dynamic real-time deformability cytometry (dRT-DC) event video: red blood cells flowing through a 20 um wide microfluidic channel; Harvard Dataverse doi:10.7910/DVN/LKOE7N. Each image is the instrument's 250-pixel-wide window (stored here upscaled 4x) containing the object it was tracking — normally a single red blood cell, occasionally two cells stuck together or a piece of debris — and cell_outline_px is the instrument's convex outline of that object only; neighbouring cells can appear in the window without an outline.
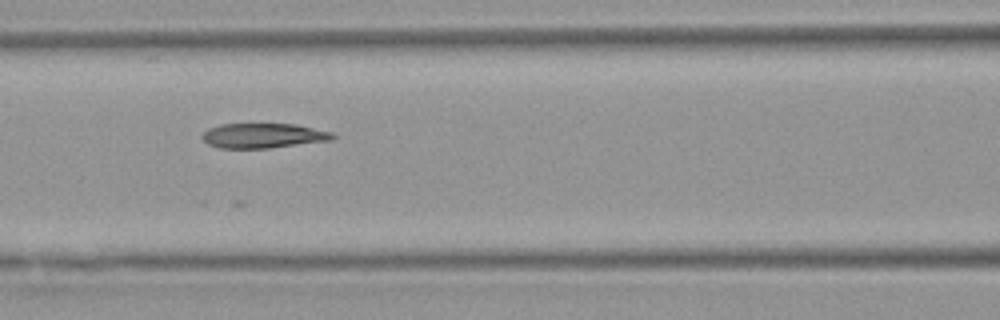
{"species": "Egyptian fruit bat (a non-hibernating species)", "species_latin": "Rousettus aegyptiacus", "temperature_condition": "warm", "stored_images_in_passage": 7, "camera_frame_rate_fps": 3000, "um_per_image_px": 0.085, "animal": {"sex": "female"}, "frame": {"image": 1, "passage_image": 4, "time_ms": 4.333, "image_size_px": [1000, 320], "cell_outline_px": [[336, 136], [332, 140], [268, 148], [220, 148], [208, 144], [200, 136], [208, 128], [220, 124], [296, 124], [332, 132]], "centroid_in_image_um": [22.36, 11.53], "position_along_channel_um": 144.2, "area_um2": 18.84}}
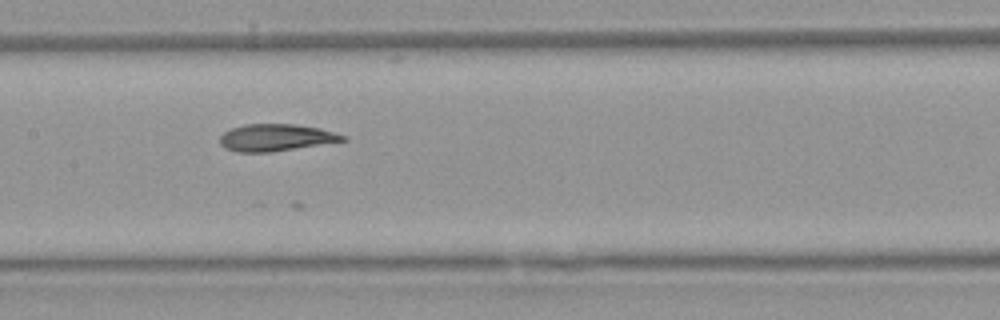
{"frame": {"image": 2, "passage_image": 5, "time_ms": 5.333, "image_size_px": [1000, 320], "cell_outline_px": [[348, 140], [268, 152], [236, 152], [224, 148], [220, 144], [220, 136], [224, 132], [232, 128], [244, 124], [296, 124], [320, 128], [348, 136]], "centroid_in_image_um": [23.45, 11.69], "position_along_channel_um": 184.0, "area_um2": 19.31}}
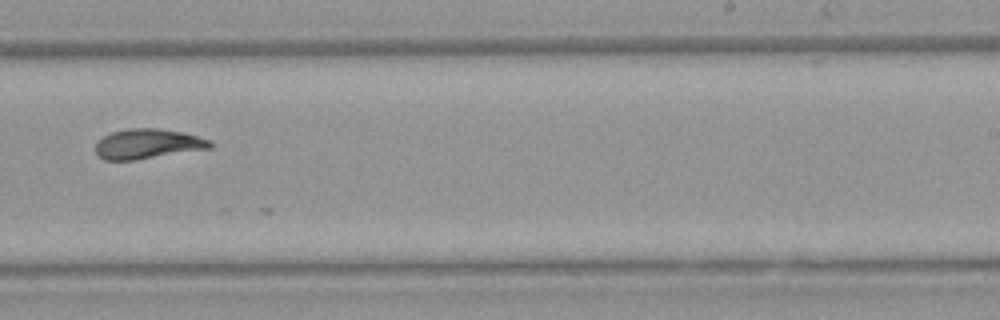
{"frame": {"image": 3, "passage_image": 7, "time_ms": 7.667, "image_size_px": [1000, 320], "cell_outline_px": [[212, 148], [136, 160], [104, 160], [96, 152], [96, 144], [104, 136], [112, 132], [128, 128], [156, 128], [184, 132], [208, 140], [212, 144]], "centroid_in_image_um": [12.56, 12.23], "position_along_channel_um": 276.4, "area_um2": 19.83}}